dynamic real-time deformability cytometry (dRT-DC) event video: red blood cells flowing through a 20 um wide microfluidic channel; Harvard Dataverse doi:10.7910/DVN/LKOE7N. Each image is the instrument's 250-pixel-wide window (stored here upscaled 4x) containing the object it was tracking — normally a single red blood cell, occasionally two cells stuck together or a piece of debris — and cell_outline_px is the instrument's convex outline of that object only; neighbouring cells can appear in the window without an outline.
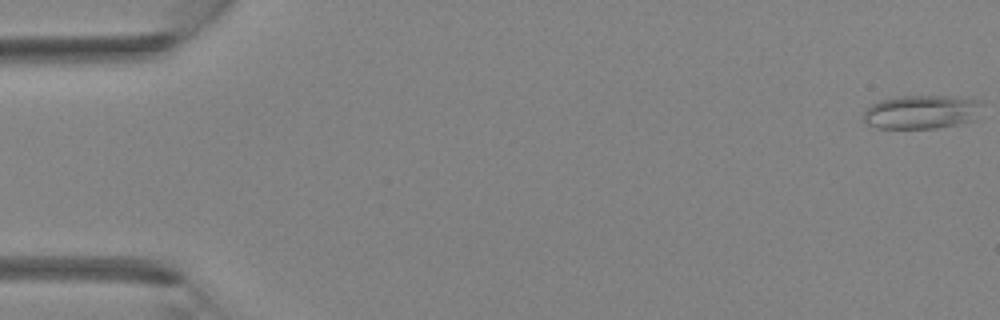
{"species": "Egyptian fruit bat (a non-hibernating species)", "species_latin": "Rousettus aegyptiacus", "temperature_condition": "room temperature", "stored_images_in_passage": 40, "camera_frame_rate_fps": 3000, "um_per_image_px": 0.085, "animal": {"sex": "female"}, "frame": {"image": 1, "passage_image": 1, "time_ms": 0.0, "image_size_px": [1000, 320], "cell_outline_px": [[984, 104], [972, 120], [956, 124], [936, 128], [876, 128], [860, 120], [864, 112], [872, 104], [880, 100], [896, 96], [960, 96], [980, 100]], "centroid_in_image_um": [78.3, 9.5], "position_along_channel_um": 6.7, "area_um2": 23.52}}
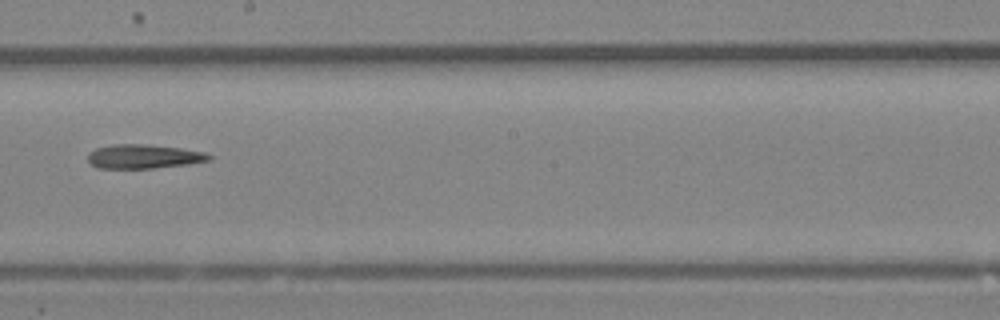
{"frame": {"image": 2, "passage_image": 23, "time_ms": 7.333, "image_size_px": [1000, 320], "cell_outline_px": [[212, 160], [188, 164], [152, 168], [96, 168], [88, 160], [88, 152], [96, 148], [112, 144], [144, 144], [180, 148], [204, 152], [212, 156]], "centroid_in_image_um": [12.2, 13.3], "position_along_channel_um": 236.0, "area_um2": 16.99}}
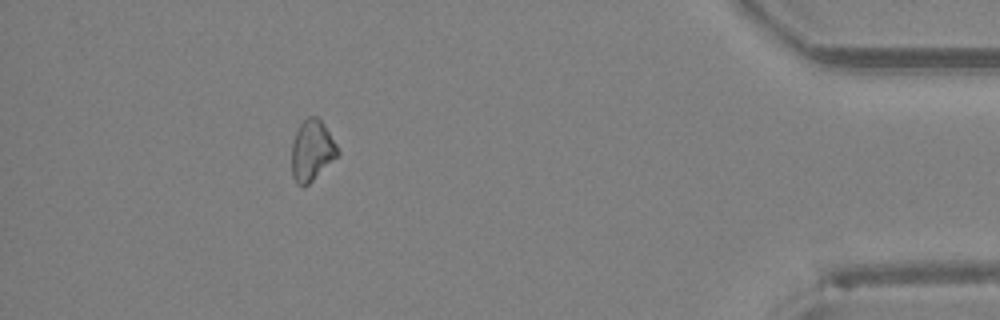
{"frame": {"image": 3, "passage_image": 36, "time_ms": 11.667, "image_size_px": [1000, 320], "cell_outline_px": [[340, 152], [304, 188], [300, 188], [296, 184], [292, 176], [292, 144], [296, 132], [300, 124], [308, 116], [316, 116], [320, 120], [336, 144]], "centroid_in_image_um": [26.47, 12.82], "position_along_channel_um": 408.7, "area_um2": 15.95}}